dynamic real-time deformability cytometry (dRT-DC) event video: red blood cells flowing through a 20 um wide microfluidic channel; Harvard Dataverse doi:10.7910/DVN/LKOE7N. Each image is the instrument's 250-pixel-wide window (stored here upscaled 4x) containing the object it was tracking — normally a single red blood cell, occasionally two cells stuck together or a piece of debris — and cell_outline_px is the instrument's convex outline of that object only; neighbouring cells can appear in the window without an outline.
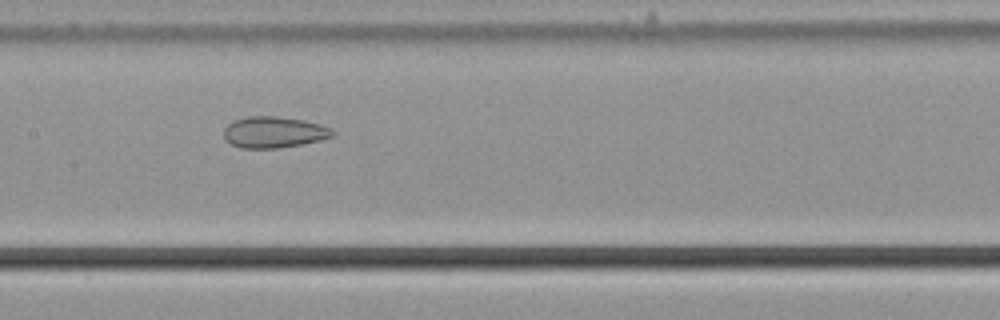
{"species": "common noctule bat (a hibernating species)", "species_latin": "Nyctalus noctula", "temperature_condition": "cold", "stored_images_in_passage": 54, "camera_frame_rate_fps": 3000, "um_per_image_px": 0.085, "animal": {"sex": "male", "body_mass_g": 21.5, "forearm_length_mm": 52.0}, "frame": {"image": 1, "passage_image": 26, "time_ms": 8.333, "image_size_px": [1000, 320], "cell_outline_px": [[336, 132], [332, 136], [320, 140], [280, 148], [240, 148], [224, 140], [224, 128], [228, 124], [236, 120], [248, 116], [276, 116], [304, 120], [320, 124]], "centroid_in_image_um": [23.25, 11.24], "position_along_channel_um": 184.1, "area_um2": 19.71}}
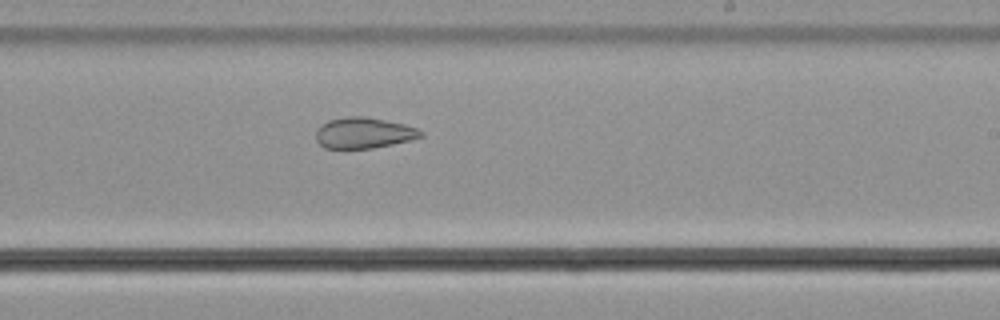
{"frame": {"image": 2, "passage_image": 32, "time_ms": 10.333, "image_size_px": [1000, 320], "cell_outline_px": [[424, 136], [412, 140], [372, 148], [324, 148], [316, 140], [316, 128], [320, 124], [328, 120], [348, 116], [364, 116], [404, 124], [416, 128], [424, 132]], "centroid_in_image_um": [30.91, 11.29], "position_along_channel_um": 258.1, "area_um2": 18.96}}
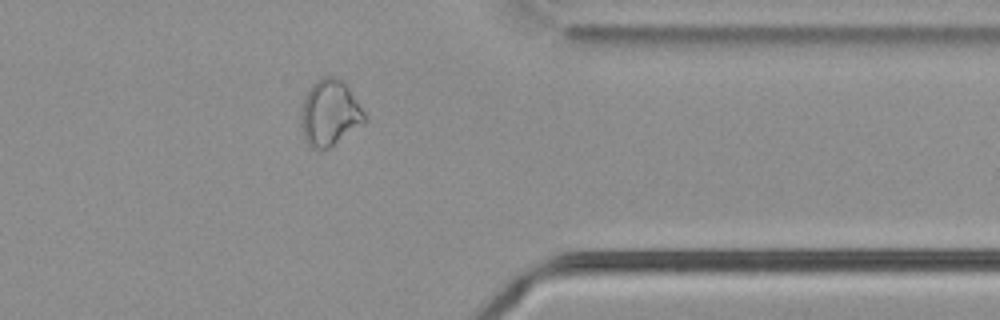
{"frame": {"image": 3, "passage_image": 43, "time_ms": 14.0, "image_size_px": [1000, 320], "cell_outline_px": [[368, 120], [328, 148], [312, 148], [304, 140], [300, 124], [300, 108], [304, 96], [308, 88], [316, 80], [324, 76], [336, 76], [344, 80], [348, 84], [368, 116]], "centroid_in_image_um": [28.03, 9.54], "position_along_channel_um": 383.4, "area_um2": 25.09}, "authors_computed_cell_mechanics": {"area_um2": 26.0678, "velocity_mm_per_s": 3.7115, "shape_relaxation_time_tau1_ms": null, "shape_relaxation_time_tau2_ms": 3.7765, "deformation_change_tau1": null, "deformation_change_tau2": 0.1096}}